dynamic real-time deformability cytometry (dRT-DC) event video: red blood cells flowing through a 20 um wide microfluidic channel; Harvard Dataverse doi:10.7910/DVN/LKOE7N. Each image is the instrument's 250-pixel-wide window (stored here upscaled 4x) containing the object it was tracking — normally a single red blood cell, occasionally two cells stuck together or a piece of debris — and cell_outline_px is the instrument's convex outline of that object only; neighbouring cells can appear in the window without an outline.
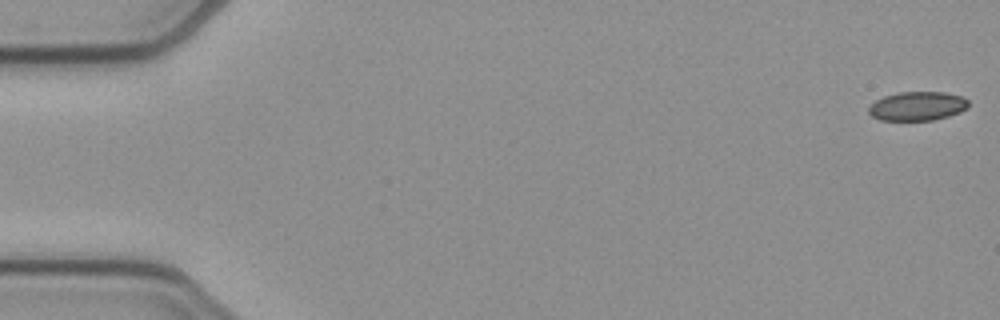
{"species": "common noctule bat (a hibernating species)", "species_latin": "Nyctalus noctula", "temperature_condition": "cold", "stored_images_in_passage": 53, "camera_frame_rate_fps": 3000, "um_per_image_px": 0.085, "animal": {"sex": "female", "body_mass_g": 21.9}, "frame": {"image": 1, "passage_image": 1, "time_ms": 0.0, "image_size_px": [1000, 320], "cell_outline_px": [[968, 108], [960, 112], [948, 116], [932, 120], [880, 120], [872, 116], [868, 112], [868, 108], [876, 100], [884, 96], [900, 92], [944, 92], [964, 96], [968, 100]], "centroid_in_image_um": [78.0, 9.01], "position_along_channel_um": 7.0, "area_um2": 16.88}}
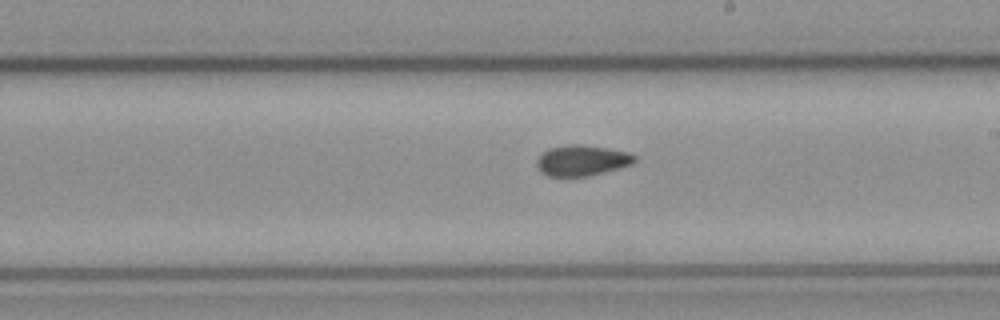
{"frame": {"image": 2, "passage_image": 30, "time_ms": 9.667, "image_size_px": [1000, 320], "cell_outline_px": [[636, 160], [632, 164], [620, 168], [588, 176], [548, 176], [540, 172], [536, 164], [536, 160], [548, 148], [568, 144], [580, 144], [608, 148], [628, 152], [636, 156]], "centroid_in_image_um": [49.46, 13.63], "position_along_channel_um": 239.5, "area_um2": 17.57}}
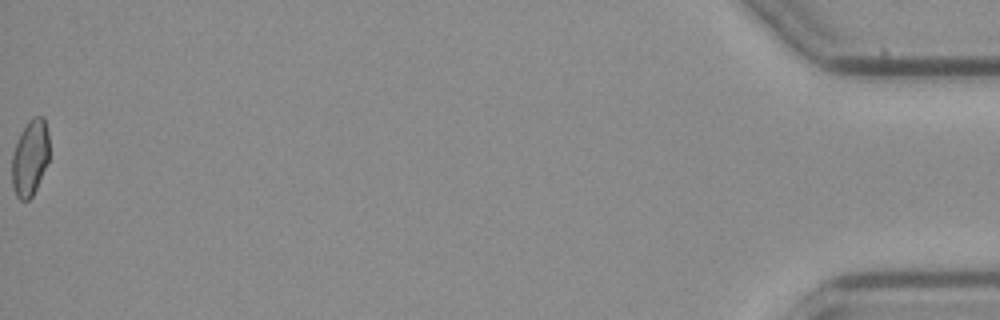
{"frame": {"image": 3, "passage_image": 53, "time_ms": 17.333, "image_size_px": [1000, 320], "cell_outline_px": [[48, 160], [36, 188], [32, 196], [28, 200], [20, 200], [16, 196], [12, 184], [12, 152], [16, 140], [28, 120], [32, 116], [44, 116], [48, 132]], "centroid_in_image_um": [2.53, 13.37], "position_along_channel_um": 432.7, "area_um2": 16.59}, "authors_computed_cell_mechanics": {"area_um2": 17.34, "velocity_mm_per_s": 3.9161, "shape_relaxation_time_tau1_ms": null, "shape_relaxation_time_tau2_ms": 3.5235, "deformation_change_tau1": null, "deformation_change_tau2": 0.063}}